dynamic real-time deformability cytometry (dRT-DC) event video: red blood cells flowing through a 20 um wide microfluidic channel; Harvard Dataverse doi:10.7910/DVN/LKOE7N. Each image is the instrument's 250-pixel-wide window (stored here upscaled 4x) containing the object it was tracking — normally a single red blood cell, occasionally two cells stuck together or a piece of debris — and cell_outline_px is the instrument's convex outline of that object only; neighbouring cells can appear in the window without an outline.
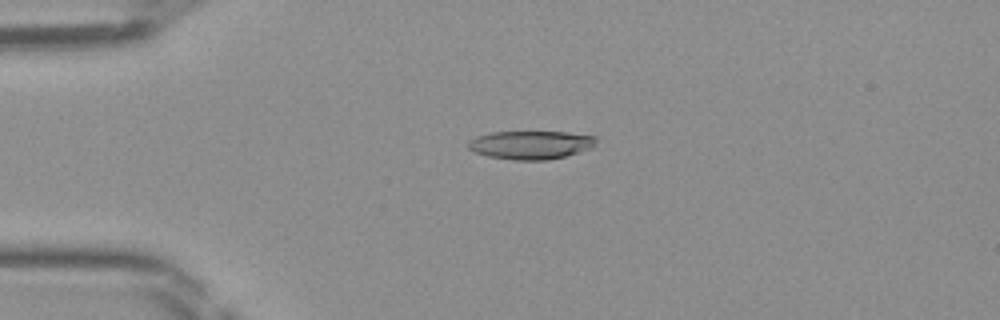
{"species": "Egyptian fruit bat (a non-hibernating species)", "species_latin": "Rousettus aegyptiacus", "temperature_condition": "room temperature", "stored_images_in_passage": 48, "camera_frame_rate_fps": 3000, "um_per_image_px": 0.085, "frame": {"image": 1, "passage_image": 12, "time_ms": 3.667, "image_size_px": [1000, 320], "cell_outline_px": [[596, 148], [548, 160], [512, 160], [488, 156], [476, 152], [468, 148], [468, 140], [476, 136], [492, 132], [568, 132], [596, 136]], "centroid_in_image_um": [45.16, 12.31], "position_along_channel_um": 39.8, "area_um2": 21.39}}
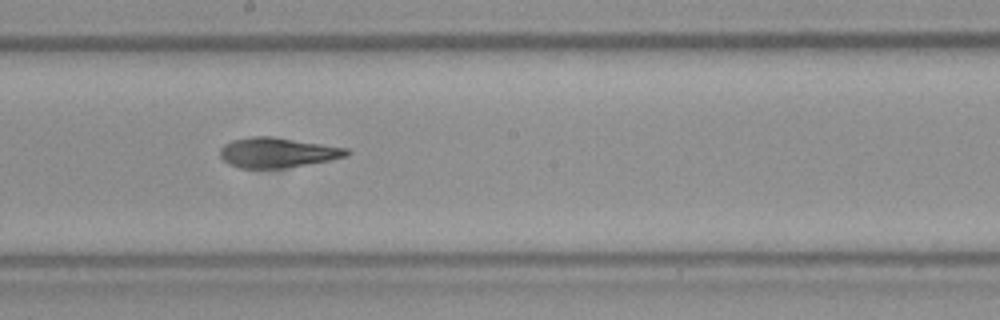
{"frame": {"image": 2, "passage_image": 27, "time_ms": 8.667, "image_size_px": [1000, 320], "cell_outline_px": [[352, 152], [348, 156], [328, 160], [284, 168], [240, 168], [228, 164], [220, 156], [220, 148], [224, 144], [232, 140], [252, 136], [272, 136], [348, 148]], "centroid_in_image_um": [23.57, 12.96], "position_along_channel_um": 224.6, "area_um2": 22.14}}
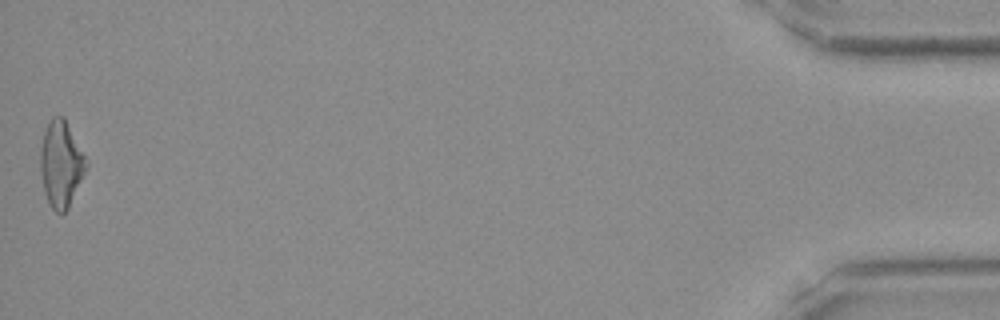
{"frame": {"image": 3, "passage_image": 48, "time_ms": 15.667, "image_size_px": [1000, 320], "cell_outline_px": [[88, 164], [68, 208], [64, 212], [56, 212], [52, 208], [44, 192], [40, 172], [40, 148], [44, 132], [52, 116], [64, 116], [88, 160]], "centroid_in_image_um": [5.18, 13.9], "position_along_channel_um": 430.0, "area_um2": 22.89}}